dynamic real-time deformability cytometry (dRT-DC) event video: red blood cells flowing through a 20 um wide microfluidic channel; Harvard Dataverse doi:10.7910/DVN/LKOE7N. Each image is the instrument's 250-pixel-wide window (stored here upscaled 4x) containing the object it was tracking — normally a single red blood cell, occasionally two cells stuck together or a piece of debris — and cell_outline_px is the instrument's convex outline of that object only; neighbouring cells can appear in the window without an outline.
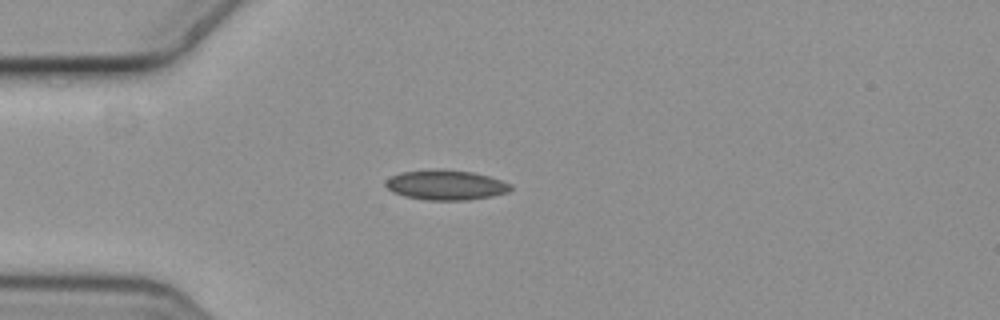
{"species": "common noctule bat (a hibernating species)", "species_latin": "Nyctalus noctula", "temperature_condition": "cold", "stored_images_in_passage": 7, "camera_frame_rate_fps": 3000, "um_per_image_px": 0.085, "animal": {"sex": "female", "body_mass_g": 19.3, "forearm_length_mm": 54.1}, "frame": {"image": 1, "passage_image": 3, "time_ms": 0.667, "image_size_px": [1000, 320], "cell_outline_px": [[512, 188], [508, 192], [492, 196], [468, 200], [424, 200], [404, 196], [392, 192], [384, 184], [392, 176], [400, 172], [440, 168], [472, 172], [488, 176], [512, 184]], "centroid_in_image_um": [37.89, 15.72], "position_along_channel_um": 47.1, "area_um2": 21.91}}
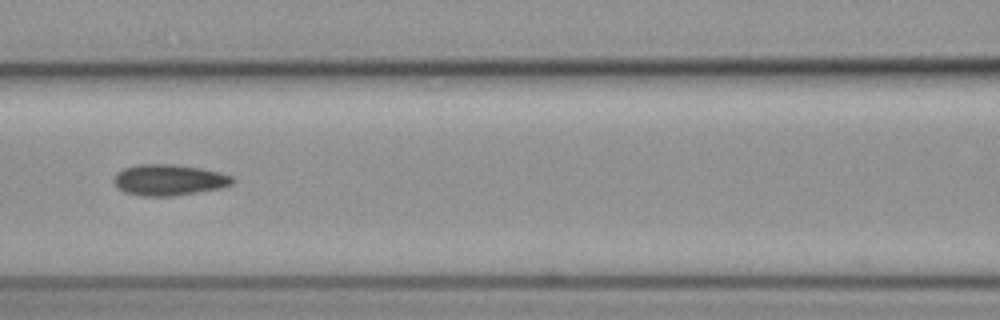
{"frame": {"image": 2, "passage_image": 6, "time_ms": 1.667, "image_size_px": [1000, 320], "cell_outline_px": [[236, 180], [232, 184], [220, 188], [172, 196], [140, 196], [124, 192], [112, 180], [124, 168], [136, 164], [176, 164], [200, 168], [220, 172], [232, 176]], "centroid_in_image_um": [14.38, 15.29], "position_along_channel_um": 152.2, "area_um2": 21.39}}
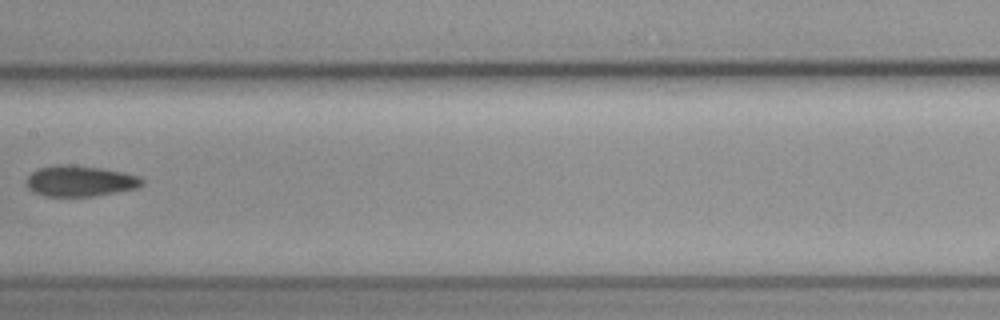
{"frame": {"image": 3, "passage_image": 7, "time_ms": 2.0, "image_size_px": [1000, 320], "cell_outline_px": [[144, 184], [136, 188], [96, 196], [44, 196], [32, 192], [28, 188], [28, 176], [32, 172], [40, 168], [56, 164], [60, 164], [100, 168], [120, 172], [136, 176], [144, 180]], "centroid_in_image_um": [6.78, 15.4], "position_along_channel_um": 200.6, "area_um2": 20.46}}